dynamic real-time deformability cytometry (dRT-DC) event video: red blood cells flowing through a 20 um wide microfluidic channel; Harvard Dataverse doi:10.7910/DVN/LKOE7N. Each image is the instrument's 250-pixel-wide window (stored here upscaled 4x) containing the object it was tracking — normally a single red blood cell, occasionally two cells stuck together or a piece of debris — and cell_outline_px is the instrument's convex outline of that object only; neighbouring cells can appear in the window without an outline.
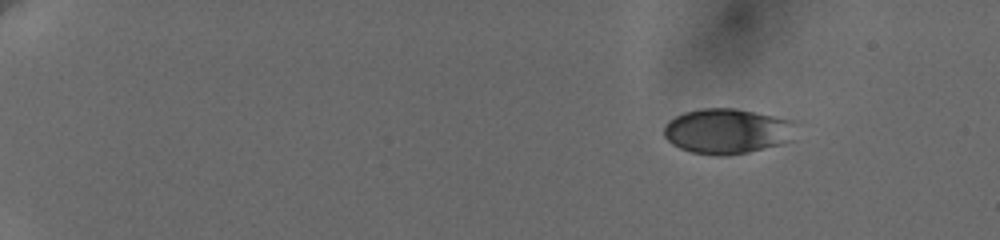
{"species": "human", "species_latin": "Homo sapiens", "temperature_condition": "cold", "stored_images_in_passage": 20, "camera_frame_rate_fps": 3000, "um_per_image_px": 0.085, "donor": {"sex": "female"}, "frame": {"image": 1, "passage_image": 1, "time_ms": 0.0, "image_size_px": [1000, 240], "cell_outline_px": [[796, 140], [784, 144], [748, 152], [728, 156], [716, 156], [692, 152], [680, 148], [672, 144], [664, 136], [664, 124], [668, 120], [684, 112], [700, 108], [736, 108], [796, 120]], "centroid_in_image_um": [61.89, 11.15], "position_along_channel_um": 23.1, "area_um2": 35.66}}
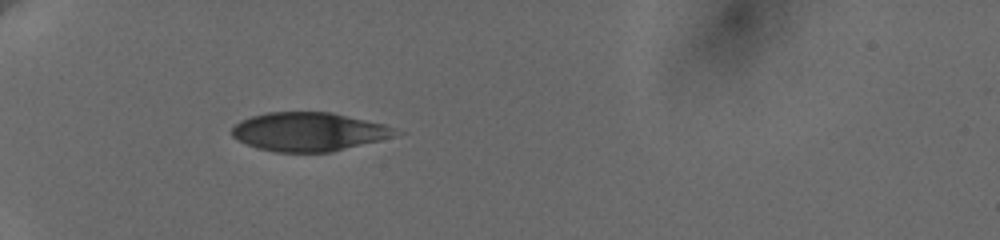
{"frame": {"image": 2, "passage_image": 14, "time_ms": 4.333, "image_size_px": [1000, 240], "cell_outline_px": [[408, 132], [396, 136], [332, 152], [276, 152], [256, 148], [232, 136], [232, 128], [240, 120], [252, 116], [268, 112], [332, 112], [384, 124]], "centroid_in_image_um": [26.32, 11.2], "position_along_channel_um": 58.7, "area_um2": 37.11}}
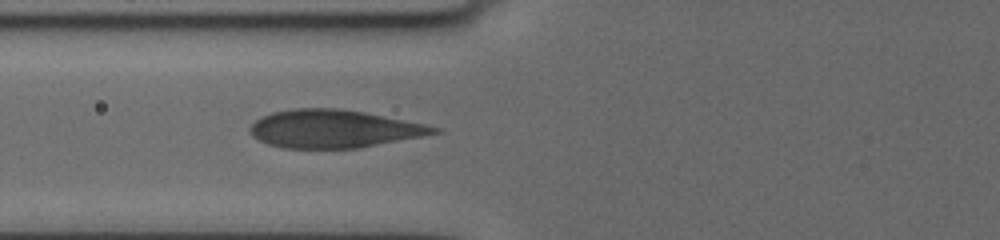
{"frame": {"image": 3, "passage_image": 19, "time_ms": 6.0, "image_size_px": [1000, 240], "cell_outline_px": [[440, 132], [360, 148], [284, 148], [268, 144], [252, 136], [248, 132], [248, 128], [260, 116], [272, 112], [292, 108], [340, 108], [364, 112], [424, 124], [440, 128]], "centroid_in_image_um": [28.3, 10.94], "position_along_channel_um": 97.5, "area_um2": 40.52}}